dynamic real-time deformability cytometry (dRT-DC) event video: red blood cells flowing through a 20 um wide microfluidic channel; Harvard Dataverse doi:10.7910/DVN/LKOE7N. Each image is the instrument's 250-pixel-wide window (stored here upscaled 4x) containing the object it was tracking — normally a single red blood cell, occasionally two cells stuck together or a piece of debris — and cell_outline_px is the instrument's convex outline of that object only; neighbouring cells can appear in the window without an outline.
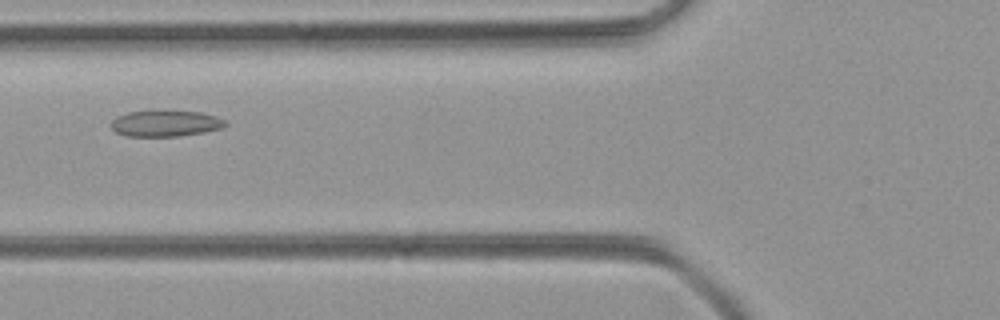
{"species": "common noctule bat (a hibernating species)", "species_latin": "Nyctalus noctula", "temperature_condition": "room temperature", "stored_images_in_passage": 5, "camera_frame_rate_fps": 3000, "um_per_image_px": 0.085, "animal": {"sex": "female", "body_mass_g": 21.9}, "frame": {"image": 1, "passage_image": 5, "time_ms": 1.333, "image_size_px": [1000, 320], "cell_outline_px": [[228, 124], [220, 128], [204, 132], [180, 136], [128, 136], [116, 132], [108, 124], [116, 116], [128, 112], [156, 108], [200, 112], [216, 116], [224, 120]], "centroid_in_image_um": [14.02, 10.45], "position_along_channel_um": 111.8, "area_um2": 18.09}}